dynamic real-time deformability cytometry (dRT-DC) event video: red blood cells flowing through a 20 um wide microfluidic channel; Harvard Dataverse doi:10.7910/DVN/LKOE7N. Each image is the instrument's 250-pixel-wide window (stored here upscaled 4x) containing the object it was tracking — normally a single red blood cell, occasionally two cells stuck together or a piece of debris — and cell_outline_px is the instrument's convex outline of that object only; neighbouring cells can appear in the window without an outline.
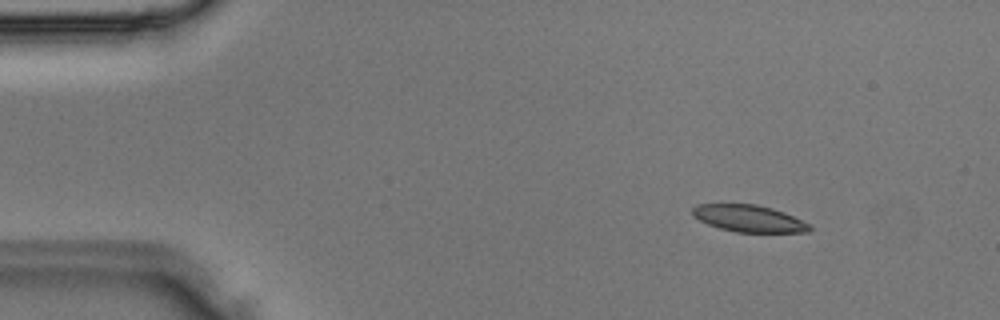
{"species": "Egyptian fruit bat (a non-hibernating species)", "species_latin": "Rousettus aegyptiacus", "temperature_condition": "room temperature", "stored_images_in_passage": 4, "camera_frame_rate_fps": 3000, "um_per_image_px": 0.085, "animal": {"sex": "male"}, "frame": {"image": 1, "passage_image": 2, "time_ms": 0.333, "image_size_px": [1000, 320], "cell_outline_px": [[812, 228], [808, 232], [736, 232], [720, 228], [708, 224], [692, 216], [692, 208], [696, 204], [756, 204], [772, 208], [784, 212], [808, 224]], "centroid_in_image_um": [63.61, 18.56], "position_along_channel_um": 21.4, "area_um2": 18.21}}